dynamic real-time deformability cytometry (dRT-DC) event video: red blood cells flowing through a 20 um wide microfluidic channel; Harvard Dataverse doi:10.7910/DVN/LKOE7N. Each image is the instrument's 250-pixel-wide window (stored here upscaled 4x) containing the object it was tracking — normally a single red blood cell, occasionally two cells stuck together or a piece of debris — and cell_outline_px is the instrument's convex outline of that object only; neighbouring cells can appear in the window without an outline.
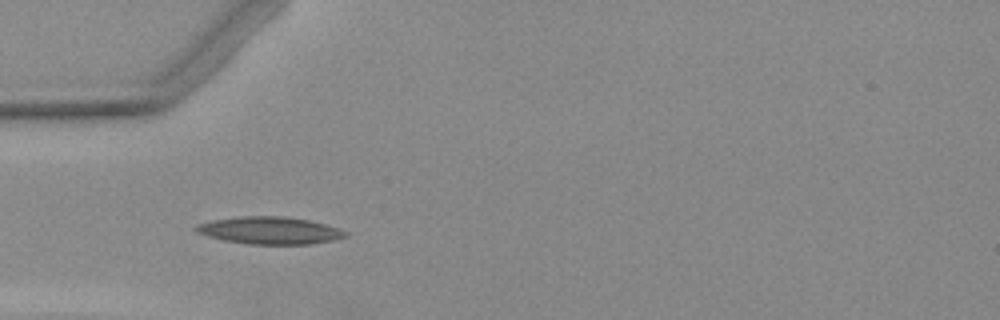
{"species": "Egyptian fruit bat (a non-hibernating species)", "species_latin": "Rousettus aegyptiacus", "temperature_condition": "warm", "stored_images_in_passage": 6, "camera_frame_rate_fps": 3000, "um_per_image_px": 0.085, "animal": {"sex": "female"}, "frame": {"image": 1, "passage_image": 4, "time_ms": 3.667, "image_size_px": [1000, 320], "cell_outline_px": [[348, 236], [332, 240], [308, 244], [248, 244], [224, 240], [208, 236], [196, 232], [192, 228], [196, 224], [212, 220], [240, 216], [280, 216], [308, 220], [324, 224], [348, 232]], "centroid_in_image_um": [22.87, 19.58], "position_along_channel_um": 62.1, "area_um2": 23.64}}
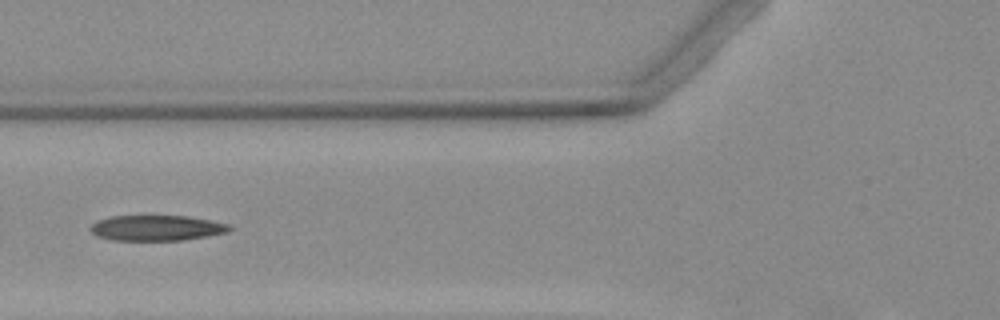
{"frame": {"image": 2, "passage_image": 5, "time_ms": 5.0, "image_size_px": [1000, 320], "cell_outline_px": [[232, 228], [228, 232], [208, 236], [180, 240], [112, 240], [96, 236], [88, 228], [96, 220], [112, 216], [188, 216], [228, 224]], "centroid_in_image_um": [13.27, 19.37], "position_along_channel_um": 112.5, "area_um2": 20.58}}
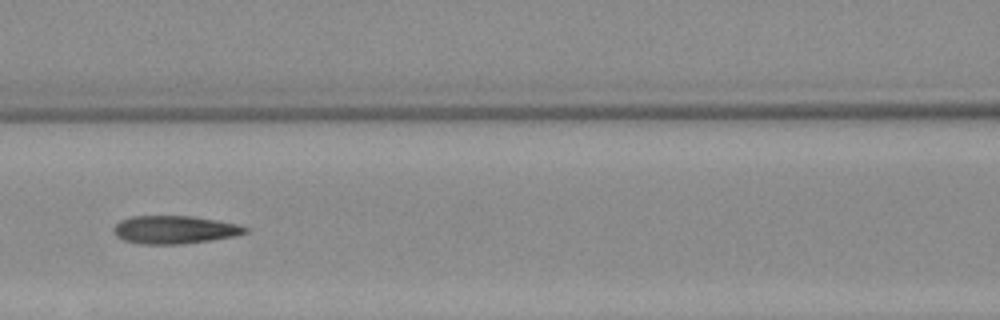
{"frame": {"image": 3, "passage_image": 6, "time_ms": 6.0, "image_size_px": [1000, 320], "cell_outline_px": [[248, 232], [236, 236], [212, 240], [180, 244], [140, 244], [124, 240], [116, 236], [112, 232], [112, 228], [120, 220], [132, 216], [192, 216], [216, 220], [236, 224], [248, 228]], "centroid_in_image_um": [14.81, 19.53], "position_along_channel_um": 151.8, "area_um2": 21.56}}